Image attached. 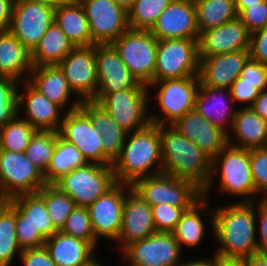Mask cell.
Masks as SVG:
<instances>
[{
    "label": "cell",
    "instance_id": "6da1fadb",
    "mask_svg": "<svg viewBox=\"0 0 267 266\" xmlns=\"http://www.w3.org/2000/svg\"><path fill=\"white\" fill-rule=\"evenodd\" d=\"M214 237L220 246L215 255L245 259L258 254L255 202H233L212 207Z\"/></svg>",
    "mask_w": 267,
    "mask_h": 266
},
{
    "label": "cell",
    "instance_id": "7a4b0ae2",
    "mask_svg": "<svg viewBox=\"0 0 267 266\" xmlns=\"http://www.w3.org/2000/svg\"><path fill=\"white\" fill-rule=\"evenodd\" d=\"M160 125L127 133L112 167L116 183L132 185L136 180L162 173Z\"/></svg>",
    "mask_w": 267,
    "mask_h": 266
},
{
    "label": "cell",
    "instance_id": "3957f363",
    "mask_svg": "<svg viewBox=\"0 0 267 266\" xmlns=\"http://www.w3.org/2000/svg\"><path fill=\"white\" fill-rule=\"evenodd\" d=\"M162 172L193 182L202 191L211 176L212 159L172 125H160Z\"/></svg>",
    "mask_w": 267,
    "mask_h": 266
},
{
    "label": "cell",
    "instance_id": "277c9868",
    "mask_svg": "<svg viewBox=\"0 0 267 266\" xmlns=\"http://www.w3.org/2000/svg\"><path fill=\"white\" fill-rule=\"evenodd\" d=\"M219 178L217 193L237 196V202H255L258 198L250 167V150L226 145L212 158L209 183L202 196L210 199L214 182ZM257 197V198H256Z\"/></svg>",
    "mask_w": 267,
    "mask_h": 266
},
{
    "label": "cell",
    "instance_id": "5b68a950",
    "mask_svg": "<svg viewBox=\"0 0 267 266\" xmlns=\"http://www.w3.org/2000/svg\"><path fill=\"white\" fill-rule=\"evenodd\" d=\"M150 94L148 87H134L113 93H96L92 101L107 111L122 129L131 133L151 124Z\"/></svg>",
    "mask_w": 267,
    "mask_h": 266
},
{
    "label": "cell",
    "instance_id": "8992f818",
    "mask_svg": "<svg viewBox=\"0 0 267 266\" xmlns=\"http://www.w3.org/2000/svg\"><path fill=\"white\" fill-rule=\"evenodd\" d=\"M199 86V77L166 79L149 84V91L157 90L155 103L158 105L156 108H160L158 111L161 112L150 114L151 123L172 125L187 112L195 110Z\"/></svg>",
    "mask_w": 267,
    "mask_h": 266
},
{
    "label": "cell",
    "instance_id": "52a82bcc",
    "mask_svg": "<svg viewBox=\"0 0 267 266\" xmlns=\"http://www.w3.org/2000/svg\"><path fill=\"white\" fill-rule=\"evenodd\" d=\"M116 184L112 165L87 163L58 179L54 185L76 206L88 207Z\"/></svg>",
    "mask_w": 267,
    "mask_h": 266
},
{
    "label": "cell",
    "instance_id": "ba28073f",
    "mask_svg": "<svg viewBox=\"0 0 267 266\" xmlns=\"http://www.w3.org/2000/svg\"><path fill=\"white\" fill-rule=\"evenodd\" d=\"M131 189L150 207L161 203L191 207L202 197V190L193 182L163 172L136 180Z\"/></svg>",
    "mask_w": 267,
    "mask_h": 266
},
{
    "label": "cell",
    "instance_id": "9c48e42d",
    "mask_svg": "<svg viewBox=\"0 0 267 266\" xmlns=\"http://www.w3.org/2000/svg\"><path fill=\"white\" fill-rule=\"evenodd\" d=\"M198 39L157 40L153 83L166 79L198 77Z\"/></svg>",
    "mask_w": 267,
    "mask_h": 266
},
{
    "label": "cell",
    "instance_id": "30bf717a",
    "mask_svg": "<svg viewBox=\"0 0 267 266\" xmlns=\"http://www.w3.org/2000/svg\"><path fill=\"white\" fill-rule=\"evenodd\" d=\"M44 174L27 158L25 152L0 150V201L37 193L46 185Z\"/></svg>",
    "mask_w": 267,
    "mask_h": 266
},
{
    "label": "cell",
    "instance_id": "8fae6325",
    "mask_svg": "<svg viewBox=\"0 0 267 266\" xmlns=\"http://www.w3.org/2000/svg\"><path fill=\"white\" fill-rule=\"evenodd\" d=\"M112 45L137 80L145 85L153 83L156 67L157 39L149 30L128 29Z\"/></svg>",
    "mask_w": 267,
    "mask_h": 266
},
{
    "label": "cell",
    "instance_id": "7c38bea8",
    "mask_svg": "<svg viewBox=\"0 0 267 266\" xmlns=\"http://www.w3.org/2000/svg\"><path fill=\"white\" fill-rule=\"evenodd\" d=\"M181 251L173 233L156 232L127 245L121 256L124 266H180Z\"/></svg>",
    "mask_w": 267,
    "mask_h": 266
},
{
    "label": "cell",
    "instance_id": "4fadbf2b",
    "mask_svg": "<svg viewBox=\"0 0 267 266\" xmlns=\"http://www.w3.org/2000/svg\"><path fill=\"white\" fill-rule=\"evenodd\" d=\"M59 135L74 144L87 163L112 165L113 161L103 152L102 136L97 133L91 119L80 109L65 112Z\"/></svg>",
    "mask_w": 267,
    "mask_h": 266
},
{
    "label": "cell",
    "instance_id": "5bb4252c",
    "mask_svg": "<svg viewBox=\"0 0 267 266\" xmlns=\"http://www.w3.org/2000/svg\"><path fill=\"white\" fill-rule=\"evenodd\" d=\"M53 22V7L15 0L9 31L31 52Z\"/></svg>",
    "mask_w": 267,
    "mask_h": 266
},
{
    "label": "cell",
    "instance_id": "9a60e30c",
    "mask_svg": "<svg viewBox=\"0 0 267 266\" xmlns=\"http://www.w3.org/2000/svg\"><path fill=\"white\" fill-rule=\"evenodd\" d=\"M79 1L86 13L95 44H112L129 29L128 12L114 0Z\"/></svg>",
    "mask_w": 267,
    "mask_h": 266
},
{
    "label": "cell",
    "instance_id": "2e32d148",
    "mask_svg": "<svg viewBox=\"0 0 267 266\" xmlns=\"http://www.w3.org/2000/svg\"><path fill=\"white\" fill-rule=\"evenodd\" d=\"M69 87L81 101H92L98 88L95 44L75 47L58 64Z\"/></svg>",
    "mask_w": 267,
    "mask_h": 266
},
{
    "label": "cell",
    "instance_id": "e0dca14e",
    "mask_svg": "<svg viewBox=\"0 0 267 266\" xmlns=\"http://www.w3.org/2000/svg\"><path fill=\"white\" fill-rule=\"evenodd\" d=\"M131 185L116 183L104 195L89 205V215L95 238L116 241L121 228L123 204Z\"/></svg>",
    "mask_w": 267,
    "mask_h": 266
},
{
    "label": "cell",
    "instance_id": "ac0fdd59",
    "mask_svg": "<svg viewBox=\"0 0 267 266\" xmlns=\"http://www.w3.org/2000/svg\"><path fill=\"white\" fill-rule=\"evenodd\" d=\"M61 113L65 111L41 94L28 81L19 84L18 115L27 120L36 130L58 132L64 117Z\"/></svg>",
    "mask_w": 267,
    "mask_h": 266
},
{
    "label": "cell",
    "instance_id": "d6986e66",
    "mask_svg": "<svg viewBox=\"0 0 267 266\" xmlns=\"http://www.w3.org/2000/svg\"><path fill=\"white\" fill-rule=\"evenodd\" d=\"M98 76L96 93H113L134 87H148L140 83L122 61L112 44H95Z\"/></svg>",
    "mask_w": 267,
    "mask_h": 266
},
{
    "label": "cell",
    "instance_id": "ffe728a7",
    "mask_svg": "<svg viewBox=\"0 0 267 266\" xmlns=\"http://www.w3.org/2000/svg\"><path fill=\"white\" fill-rule=\"evenodd\" d=\"M150 32L157 40L199 39L194 0H173Z\"/></svg>",
    "mask_w": 267,
    "mask_h": 266
},
{
    "label": "cell",
    "instance_id": "44dd1931",
    "mask_svg": "<svg viewBox=\"0 0 267 266\" xmlns=\"http://www.w3.org/2000/svg\"><path fill=\"white\" fill-rule=\"evenodd\" d=\"M156 233L150 205L130 189L123 204L121 228L115 243L121 252L127 245Z\"/></svg>",
    "mask_w": 267,
    "mask_h": 266
},
{
    "label": "cell",
    "instance_id": "7402d4cb",
    "mask_svg": "<svg viewBox=\"0 0 267 266\" xmlns=\"http://www.w3.org/2000/svg\"><path fill=\"white\" fill-rule=\"evenodd\" d=\"M199 80L203 86L230 89L250 59L249 49L213 56H199Z\"/></svg>",
    "mask_w": 267,
    "mask_h": 266
},
{
    "label": "cell",
    "instance_id": "603a6c76",
    "mask_svg": "<svg viewBox=\"0 0 267 266\" xmlns=\"http://www.w3.org/2000/svg\"><path fill=\"white\" fill-rule=\"evenodd\" d=\"M250 32L237 17L216 28L201 32L198 39L199 56H213L250 49Z\"/></svg>",
    "mask_w": 267,
    "mask_h": 266
},
{
    "label": "cell",
    "instance_id": "cb8c5ba5",
    "mask_svg": "<svg viewBox=\"0 0 267 266\" xmlns=\"http://www.w3.org/2000/svg\"><path fill=\"white\" fill-rule=\"evenodd\" d=\"M172 126L194 142L211 159L228 144L227 133L196 110L187 112Z\"/></svg>",
    "mask_w": 267,
    "mask_h": 266
},
{
    "label": "cell",
    "instance_id": "d4e9b609",
    "mask_svg": "<svg viewBox=\"0 0 267 266\" xmlns=\"http://www.w3.org/2000/svg\"><path fill=\"white\" fill-rule=\"evenodd\" d=\"M28 82L50 101L59 105L65 112L78 109L82 103L69 87L64 73L58 65L33 66ZM72 95H74V100L71 102Z\"/></svg>",
    "mask_w": 267,
    "mask_h": 266
},
{
    "label": "cell",
    "instance_id": "484cf974",
    "mask_svg": "<svg viewBox=\"0 0 267 266\" xmlns=\"http://www.w3.org/2000/svg\"><path fill=\"white\" fill-rule=\"evenodd\" d=\"M229 89L211 88L200 84L195 102V110L227 134L237 110Z\"/></svg>",
    "mask_w": 267,
    "mask_h": 266
},
{
    "label": "cell",
    "instance_id": "4316f807",
    "mask_svg": "<svg viewBox=\"0 0 267 266\" xmlns=\"http://www.w3.org/2000/svg\"><path fill=\"white\" fill-rule=\"evenodd\" d=\"M227 140L228 145L241 149L265 148L267 147V121L251 107L237 108Z\"/></svg>",
    "mask_w": 267,
    "mask_h": 266
},
{
    "label": "cell",
    "instance_id": "83f0119b",
    "mask_svg": "<svg viewBox=\"0 0 267 266\" xmlns=\"http://www.w3.org/2000/svg\"><path fill=\"white\" fill-rule=\"evenodd\" d=\"M32 67L30 51L9 30L0 31V76L21 83L28 81Z\"/></svg>",
    "mask_w": 267,
    "mask_h": 266
},
{
    "label": "cell",
    "instance_id": "f1b7e54d",
    "mask_svg": "<svg viewBox=\"0 0 267 266\" xmlns=\"http://www.w3.org/2000/svg\"><path fill=\"white\" fill-rule=\"evenodd\" d=\"M90 119L97 133L102 136L103 152L114 161L120 154L127 132L94 101H82L79 107Z\"/></svg>",
    "mask_w": 267,
    "mask_h": 266
},
{
    "label": "cell",
    "instance_id": "f546056e",
    "mask_svg": "<svg viewBox=\"0 0 267 266\" xmlns=\"http://www.w3.org/2000/svg\"><path fill=\"white\" fill-rule=\"evenodd\" d=\"M210 202L209 199L202 196L189 209L183 212L180 221L172 232L181 250L184 246L186 249L187 247L190 249L198 248L201 241L204 240L207 228L205 226V219L202 218V211L204 213L206 210L205 217L209 214L208 220L211 221L210 224H213Z\"/></svg>",
    "mask_w": 267,
    "mask_h": 266
},
{
    "label": "cell",
    "instance_id": "4dcf8cb0",
    "mask_svg": "<svg viewBox=\"0 0 267 266\" xmlns=\"http://www.w3.org/2000/svg\"><path fill=\"white\" fill-rule=\"evenodd\" d=\"M45 247L56 266H82L97 251L89 242L60 231L45 241Z\"/></svg>",
    "mask_w": 267,
    "mask_h": 266
},
{
    "label": "cell",
    "instance_id": "1f68e13d",
    "mask_svg": "<svg viewBox=\"0 0 267 266\" xmlns=\"http://www.w3.org/2000/svg\"><path fill=\"white\" fill-rule=\"evenodd\" d=\"M54 22L75 47L95 44L86 13L79 0L55 8Z\"/></svg>",
    "mask_w": 267,
    "mask_h": 266
},
{
    "label": "cell",
    "instance_id": "d6a6232c",
    "mask_svg": "<svg viewBox=\"0 0 267 266\" xmlns=\"http://www.w3.org/2000/svg\"><path fill=\"white\" fill-rule=\"evenodd\" d=\"M22 215V223H28L47 240L58 230L48 213L44 199L38 193L20 194L8 200Z\"/></svg>",
    "mask_w": 267,
    "mask_h": 266
},
{
    "label": "cell",
    "instance_id": "836d02e7",
    "mask_svg": "<svg viewBox=\"0 0 267 266\" xmlns=\"http://www.w3.org/2000/svg\"><path fill=\"white\" fill-rule=\"evenodd\" d=\"M74 48V44L53 22L30 52L32 66L58 65Z\"/></svg>",
    "mask_w": 267,
    "mask_h": 266
},
{
    "label": "cell",
    "instance_id": "e575fe53",
    "mask_svg": "<svg viewBox=\"0 0 267 266\" xmlns=\"http://www.w3.org/2000/svg\"><path fill=\"white\" fill-rule=\"evenodd\" d=\"M199 33L238 17L235 0H194Z\"/></svg>",
    "mask_w": 267,
    "mask_h": 266
},
{
    "label": "cell",
    "instance_id": "d590c367",
    "mask_svg": "<svg viewBox=\"0 0 267 266\" xmlns=\"http://www.w3.org/2000/svg\"><path fill=\"white\" fill-rule=\"evenodd\" d=\"M87 162L77 147L64 140L57 132V143L48 170L44 174L47 184H54L71 170L86 165Z\"/></svg>",
    "mask_w": 267,
    "mask_h": 266
},
{
    "label": "cell",
    "instance_id": "8d00e7d4",
    "mask_svg": "<svg viewBox=\"0 0 267 266\" xmlns=\"http://www.w3.org/2000/svg\"><path fill=\"white\" fill-rule=\"evenodd\" d=\"M21 251L16 238V209L9 201H0V266H12Z\"/></svg>",
    "mask_w": 267,
    "mask_h": 266
},
{
    "label": "cell",
    "instance_id": "74e56055",
    "mask_svg": "<svg viewBox=\"0 0 267 266\" xmlns=\"http://www.w3.org/2000/svg\"><path fill=\"white\" fill-rule=\"evenodd\" d=\"M46 204L55 228L60 231L76 207L74 200L54 184H46L37 192Z\"/></svg>",
    "mask_w": 267,
    "mask_h": 266
},
{
    "label": "cell",
    "instance_id": "f35d334b",
    "mask_svg": "<svg viewBox=\"0 0 267 266\" xmlns=\"http://www.w3.org/2000/svg\"><path fill=\"white\" fill-rule=\"evenodd\" d=\"M36 129L17 115L0 128V150L25 152Z\"/></svg>",
    "mask_w": 267,
    "mask_h": 266
},
{
    "label": "cell",
    "instance_id": "ab89813d",
    "mask_svg": "<svg viewBox=\"0 0 267 266\" xmlns=\"http://www.w3.org/2000/svg\"><path fill=\"white\" fill-rule=\"evenodd\" d=\"M173 0H135L128 10L129 28L151 30L160 14Z\"/></svg>",
    "mask_w": 267,
    "mask_h": 266
},
{
    "label": "cell",
    "instance_id": "60d3db41",
    "mask_svg": "<svg viewBox=\"0 0 267 266\" xmlns=\"http://www.w3.org/2000/svg\"><path fill=\"white\" fill-rule=\"evenodd\" d=\"M57 143L56 131L37 130L25 150L27 158L45 174L51 163Z\"/></svg>",
    "mask_w": 267,
    "mask_h": 266
},
{
    "label": "cell",
    "instance_id": "b9f144b4",
    "mask_svg": "<svg viewBox=\"0 0 267 266\" xmlns=\"http://www.w3.org/2000/svg\"><path fill=\"white\" fill-rule=\"evenodd\" d=\"M60 232L87 241L95 249L99 247L87 207L76 206Z\"/></svg>",
    "mask_w": 267,
    "mask_h": 266
},
{
    "label": "cell",
    "instance_id": "7bdbcfd3",
    "mask_svg": "<svg viewBox=\"0 0 267 266\" xmlns=\"http://www.w3.org/2000/svg\"><path fill=\"white\" fill-rule=\"evenodd\" d=\"M19 82L0 76V128L18 115Z\"/></svg>",
    "mask_w": 267,
    "mask_h": 266
},
{
    "label": "cell",
    "instance_id": "ee69618b",
    "mask_svg": "<svg viewBox=\"0 0 267 266\" xmlns=\"http://www.w3.org/2000/svg\"><path fill=\"white\" fill-rule=\"evenodd\" d=\"M190 207H175L169 204H157L151 207L156 232L172 233L180 221L183 212Z\"/></svg>",
    "mask_w": 267,
    "mask_h": 266
},
{
    "label": "cell",
    "instance_id": "f6af8a7d",
    "mask_svg": "<svg viewBox=\"0 0 267 266\" xmlns=\"http://www.w3.org/2000/svg\"><path fill=\"white\" fill-rule=\"evenodd\" d=\"M250 167L259 199L267 198V147L250 150Z\"/></svg>",
    "mask_w": 267,
    "mask_h": 266
},
{
    "label": "cell",
    "instance_id": "bcb514c9",
    "mask_svg": "<svg viewBox=\"0 0 267 266\" xmlns=\"http://www.w3.org/2000/svg\"><path fill=\"white\" fill-rule=\"evenodd\" d=\"M267 89V84H249L241 83V78L238 77L230 87L231 97L234 104L237 102L241 105L239 107H251L259 95V92Z\"/></svg>",
    "mask_w": 267,
    "mask_h": 266
},
{
    "label": "cell",
    "instance_id": "7dc6e473",
    "mask_svg": "<svg viewBox=\"0 0 267 266\" xmlns=\"http://www.w3.org/2000/svg\"><path fill=\"white\" fill-rule=\"evenodd\" d=\"M16 238L21 250L45 246V239L37 229L22 223V215L16 210Z\"/></svg>",
    "mask_w": 267,
    "mask_h": 266
},
{
    "label": "cell",
    "instance_id": "c3c4849f",
    "mask_svg": "<svg viewBox=\"0 0 267 266\" xmlns=\"http://www.w3.org/2000/svg\"><path fill=\"white\" fill-rule=\"evenodd\" d=\"M238 18L246 25L250 33L265 28L267 26V0L242 10Z\"/></svg>",
    "mask_w": 267,
    "mask_h": 266
},
{
    "label": "cell",
    "instance_id": "681fc988",
    "mask_svg": "<svg viewBox=\"0 0 267 266\" xmlns=\"http://www.w3.org/2000/svg\"><path fill=\"white\" fill-rule=\"evenodd\" d=\"M255 212L257 215L256 236H259L257 238L258 251L260 254H267V198L255 201Z\"/></svg>",
    "mask_w": 267,
    "mask_h": 266
},
{
    "label": "cell",
    "instance_id": "f907efd6",
    "mask_svg": "<svg viewBox=\"0 0 267 266\" xmlns=\"http://www.w3.org/2000/svg\"><path fill=\"white\" fill-rule=\"evenodd\" d=\"M18 259L22 266H56L45 246L22 250Z\"/></svg>",
    "mask_w": 267,
    "mask_h": 266
},
{
    "label": "cell",
    "instance_id": "816d5d0a",
    "mask_svg": "<svg viewBox=\"0 0 267 266\" xmlns=\"http://www.w3.org/2000/svg\"><path fill=\"white\" fill-rule=\"evenodd\" d=\"M250 59L267 65V26L250 34Z\"/></svg>",
    "mask_w": 267,
    "mask_h": 266
},
{
    "label": "cell",
    "instance_id": "f5cc1de1",
    "mask_svg": "<svg viewBox=\"0 0 267 266\" xmlns=\"http://www.w3.org/2000/svg\"><path fill=\"white\" fill-rule=\"evenodd\" d=\"M239 77L241 83L267 84V65L249 59Z\"/></svg>",
    "mask_w": 267,
    "mask_h": 266
},
{
    "label": "cell",
    "instance_id": "db71d44e",
    "mask_svg": "<svg viewBox=\"0 0 267 266\" xmlns=\"http://www.w3.org/2000/svg\"><path fill=\"white\" fill-rule=\"evenodd\" d=\"M15 0H0V31H8Z\"/></svg>",
    "mask_w": 267,
    "mask_h": 266
},
{
    "label": "cell",
    "instance_id": "11a10c76",
    "mask_svg": "<svg viewBox=\"0 0 267 266\" xmlns=\"http://www.w3.org/2000/svg\"><path fill=\"white\" fill-rule=\"evenodd\" d=\"M251 109L267 121V89L259 92V95L251 106Z\"/></svg>",
    "mask_w": 267,
    "mask_h": 266
},
{
    "label": "cell",
    "instance_id": "9f6ffc18",
    "mask_svg": "<svg viewBox=\"0 0 267 266\" xmlns=\"http://www.w3.org/2000/svg\"><path fill=\"white\" fill-rule=\"evenodd\" d=\"M211 257V258H210ZM209 259L207 258H197L193 260H184L182 261L180 266H216V255L213 254L210 256Z\"/></svg>",
    "mask_w": 267,
    "mask_h": 266
},
{
    "label": "cell",
    "instance_id": "6f0895ef",
    "mask_svg": "<svg viewBox=\"0 0 267 266\" xmlns=\"http://www.w3.org/2000/svg\"><path fill=\"white\" fill-rule=\"evenodd\" d=\"M216 266H246V260L237 258H224L216 255Z\"/></svg>",
    "mask_w": 267,
    "mask_h": 266
},
{
    "label": "cell",
    "instance_id": "680465c9",
    "mask_svg": "<svg viewBox=\"0 0 267 266\" xmlns=\"http://www.w3.org/2000/svg\"><path fill=\"white\" fill-rule=\"evenodd\" d=\"M246 266H267V254H255L245 258Z\"/></svg>",
    "mask_w": 267,
    "mask_h": 266
},
{
    "label": "cell",
    "instance_id": "91938a15",
    "mask_svg": "<svg viewBox=\"0 0 267 266\" xmlns=\"http://www.w3.org/2000/svg\"><path fill=\"white\" fill-rule=\"evenodd\" d=\"M263 0H235V6L237 13L239 14L242 10L260 3Z\"/></svg>",
    "mask_w": 267,
    "mask_h": 266
},
{
    "label": "cell",
    "instance_id": "94428289",
    "mask_svg": "<svg viewBox=\"0 0 267 266\" xmlns=\"http://www.w3.org/2000/svg\"><path fill=\"white\" fill-rule=\"evenodd\" d=\"M31 2H39L48 6L53 7L54 9L57 8L58 6L73 2L75 0H27Z\"/></svg>",
    "mask_w": 267,
    "mask_h": 266
},
{
    "label": "cell",
    "instance_id": "6125c7cd",
    "mask_svg": "<svg viewBox=\"0 0 267 266\" xmlns=\"http://www.w3.org/2000/svg\"><path fill=\"white\" fill-rule=\"evenodd\" d=\"M120 7L124 8L127 12L132 7L135 0H114Z\"/></svg>",
    "mask_w": 267,
    "mask_h": 266
},
{
    "label": "cell",
    "instance_id": "be15d7a7",
    "mask_svg": "<svg viewBox=\"0 0 267 266\" xmlns=\"http://www.w3.org/2000/svg\"><path fill=\"white\" fill-rule=\"evenodd\" d=\"M102 261L99 262V258L97 259L96 256H94L92 259H90L87 263L83 264L82 266H105L102 265Z\"/></svg>",
    "mask_w": 267,
    "mask_h": 266
}]
</instances>
